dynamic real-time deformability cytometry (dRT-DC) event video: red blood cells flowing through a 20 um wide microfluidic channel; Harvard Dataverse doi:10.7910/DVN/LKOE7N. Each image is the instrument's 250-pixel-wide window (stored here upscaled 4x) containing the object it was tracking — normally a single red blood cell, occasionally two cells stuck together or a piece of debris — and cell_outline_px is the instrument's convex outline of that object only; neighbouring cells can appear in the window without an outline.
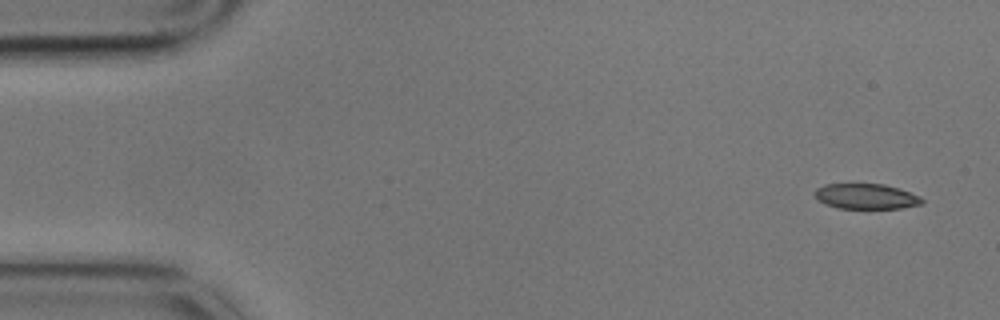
{"species": "common noctule bat (a hibernating species)", "species_latin": "Nyctalus noctula", "temperature_condition": "cold", "stored_images_in_passage": 6, "camera_frame_rate_fps": 3000, "um_per_image_px": 0.085, "animal": {"sex": "male", "body_mass_g": 17.9}, "frame": {"image": 1, "passage_image": 1, "time_ms": 0.0, "image_size_px": [1000, 320], "cell_outline_px": [[924, 204], [900, 208], [840, 208], [828, 204], [820, 200], [812, 192], [816, 188], [824, 184], [884, 184], [900, 188], [920, 196], [924, 200]], "centroid_in_image_um": [73.66, 16.68], "position_along_channel_um": 11.3, "area_um2": 15.78}}
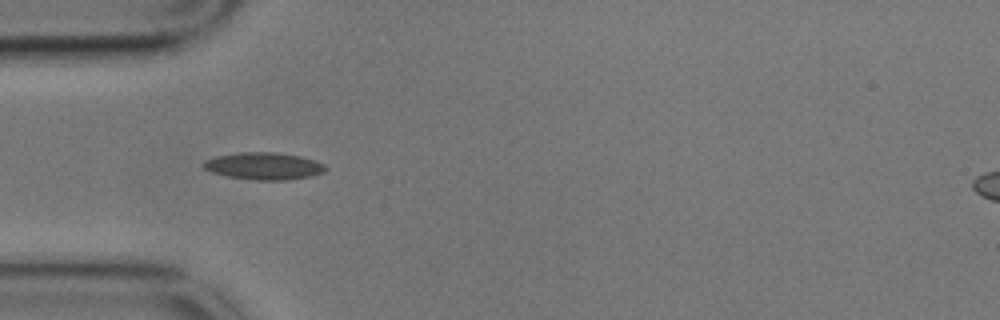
{"frame": {"image": 2, "passage_image": 5, "time_ms": 1.333, "image_size_px": [1000, 320], "cell_outline_px": [[328, 168], [324, 172], [312, 176], [288, 180], [252, 180], [228, 176], [212, 172], [204, 168], [204, 160], [216, 156], [240, 152], [276, 152], [300, 156], [316, 160], [324, 164]], "centroid_in_image_um": [22.47, 14.11], "position_along_channel_um": 62.5, "area_um2": 19.42}}